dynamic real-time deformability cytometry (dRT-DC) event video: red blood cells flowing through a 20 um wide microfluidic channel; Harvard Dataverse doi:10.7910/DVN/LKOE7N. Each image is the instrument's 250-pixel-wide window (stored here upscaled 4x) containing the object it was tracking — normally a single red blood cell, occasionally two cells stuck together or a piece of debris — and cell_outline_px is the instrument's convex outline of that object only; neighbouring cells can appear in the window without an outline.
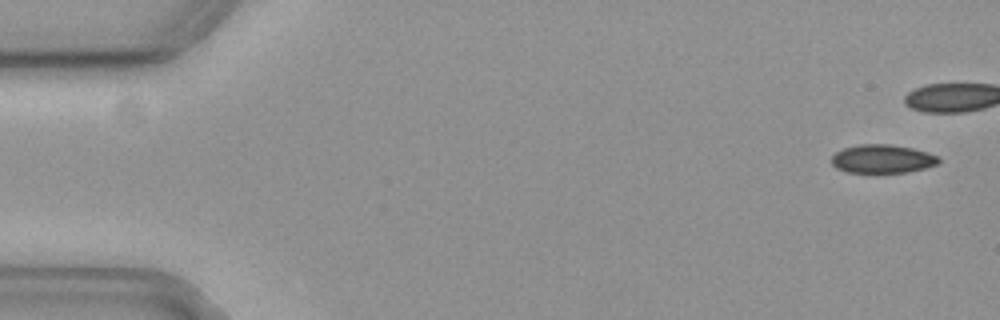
{"species": "common noctule bat (a hibernating species)", "species_latin": "Nyctalus noctula", "temperature_condition": "cold", "stored_images_in_passage": 15, "camera_frame_rate_fps": 3000, "um_per_image_px": 0.085, "animal": {"sex": "female", "body_mass_g": 19.3, "forearm_length_mm": 54.1}, "frame": {"image": 1, "passage_image": 1, "time_ms": 0.0, "image_size_px": [1000, 320], "cell_outline_px": [[940, 160], [936, 164], [924, 168], [908, 172], [848, 172], [836, 168], [832, 164], [832, 156], [836, 152], [844, 148], [860, 144], [892, 144], [912, 148], [928, 152], [936, 156]], "centroid_in_image_um": [74.99, 13.49], "position_along_channel_um": 10.0, "area_um2": 17.63}}